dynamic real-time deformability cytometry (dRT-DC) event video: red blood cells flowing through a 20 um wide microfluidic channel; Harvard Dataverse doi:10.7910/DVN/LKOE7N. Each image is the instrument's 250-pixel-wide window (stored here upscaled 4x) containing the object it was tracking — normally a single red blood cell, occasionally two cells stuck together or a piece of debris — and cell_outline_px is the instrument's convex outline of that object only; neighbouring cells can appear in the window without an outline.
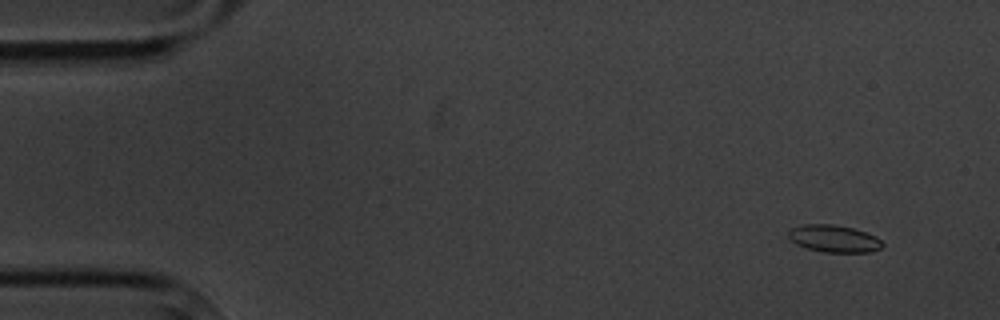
{"species": "common noctule bat (a hibernating species)", "species_latin": "Nyctalus noctula", "temperature_condition": "cold", "stored_images_in_passage": 9, "camera_frame_rate_fps": 3000, "um_per_image_px": 0.085, "animal": {"sex": "male", "body_mass_g": 20.1, "forearm_length_mm": 53.5}, "frame": {"image": 1, "passage_image": 1, "time_ms": 0.0, "image_size_px": [1000, 320], "cell_outline_px": [[884, 244], [880, 248], [872, 252], [824, 252], [804, 248], [796, 244], [788, 236], [788, 232], [792, 228], [800, 224], [832, 224], [852, 228], [876, 236]], "centroid_in_image_um": [70.86, 20.28], "position_along_channel_um": 14.1, "area_um2": 14.91}}
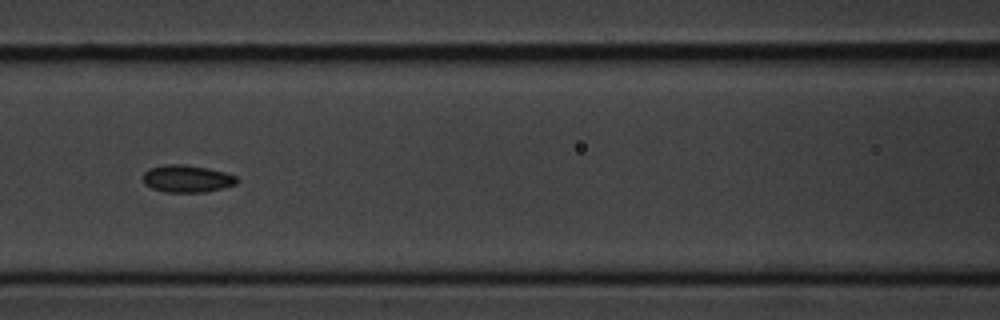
{"frame": {"image": 2, "passage_image": 7, "time_ms": 7.0, "image_size_px": [1000, 320], "cell_outline_px": [[240, 180], [236, 184], [224, 188], [204, 192], [164, 192], [152, 188], [144, 184], [144, 172], [148, 168], [164, 164], [184, 164], [208, 168], [224, 172], [236, 176]], "centroid_in_image_um": [15.9, 15.18], "position_along_channel_um": 150.7, "area_um2": 15.09}}
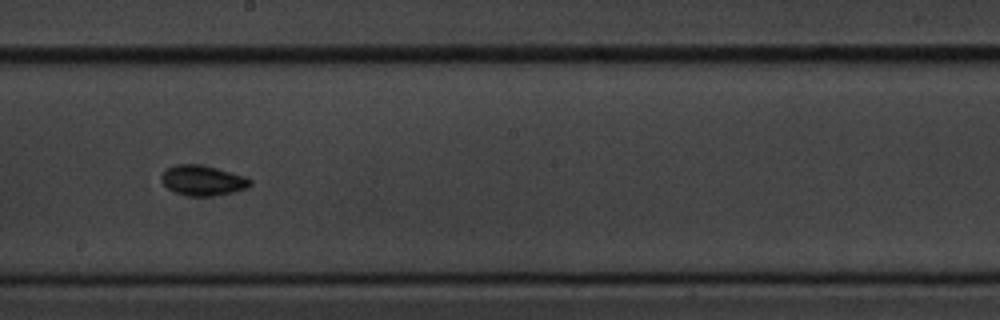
{"frame": {"image": 3, "passage_image": 9, "time_ms": 9.333, "image_size_px": [1000, 320], "cell_outline_px": [[252, 184], [248, 188], [232, 192], [212, 196], [188, 196], [176, 192], [168, 188], [160, 180], [160, 176], [164, 168], [176, 164], [200, 164], [248, 176], [252, 180]], "centroid_in_image_um": [17.23, 15.32], "position_along_channel_um": 231.0, "area_um2": 15.9}}